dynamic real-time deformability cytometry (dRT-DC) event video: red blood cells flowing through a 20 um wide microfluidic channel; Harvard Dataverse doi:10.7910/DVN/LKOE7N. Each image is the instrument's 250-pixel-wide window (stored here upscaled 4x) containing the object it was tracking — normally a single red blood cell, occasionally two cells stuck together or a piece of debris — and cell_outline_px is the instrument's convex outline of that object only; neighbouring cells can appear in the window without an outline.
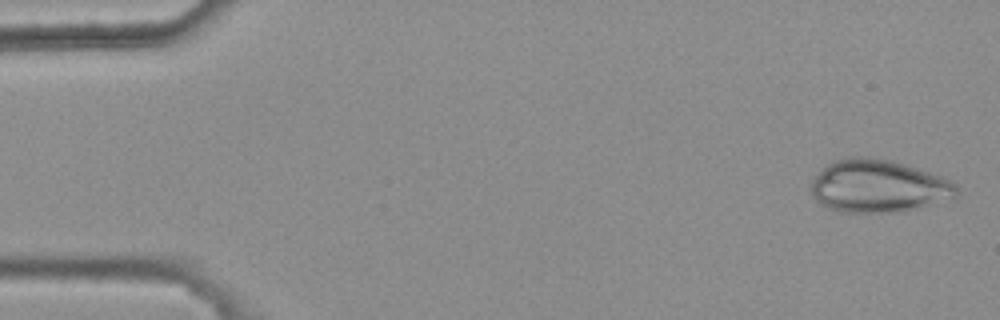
{"species": "common noctule bat (a hibernating species)", "species_latin": "Nyctalus noctula", "temperature_condition": "warm", "stored_images_in_passage": 7, "camera_frame_rate_fps": 3000, "um_per_image_px": 0.085, "animal": {"sex": "female", "body_mass_g": 25.1}, "frame": {"image": 1, "passage_image": 1, "time_ms": 0.0, "image_size_px": [1000, 320], "cell_outline_px": [[960, 188], [956, 196], [892, 212], [840, 212], [828, 208], [820, 204], [812, 196], [812, 180], [832, 160], [848, 156], [868, 156], [892, 160], [940, 176], [956, 184]], "centroid_in_image_um": [74.58, 15.79], "position_along_channel_um": 10.4, "area_um2": 43.99}}
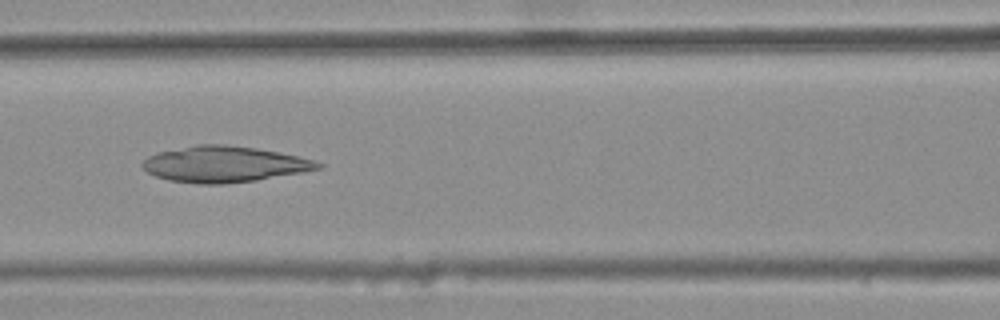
{"frame": {"image": 2, "passage_image": 7, "time_ms": 2.0, "image_size_px": [1000, 320], "cell_outline_px": [[324, 164], [320, 168], [304, 172], [256, 180], [224, 184], [200, 184], [168, 180], [156, 176], [148, 172], [140, 164], [148, 156], [156, 152], [196, 144], [224, 144], [256, 148], [280, 152], [312, 160]], "centroid_in_image_um": [19.03, 13.95], "position_along_channel_um": 147.6, "area_um2": 36.82}}